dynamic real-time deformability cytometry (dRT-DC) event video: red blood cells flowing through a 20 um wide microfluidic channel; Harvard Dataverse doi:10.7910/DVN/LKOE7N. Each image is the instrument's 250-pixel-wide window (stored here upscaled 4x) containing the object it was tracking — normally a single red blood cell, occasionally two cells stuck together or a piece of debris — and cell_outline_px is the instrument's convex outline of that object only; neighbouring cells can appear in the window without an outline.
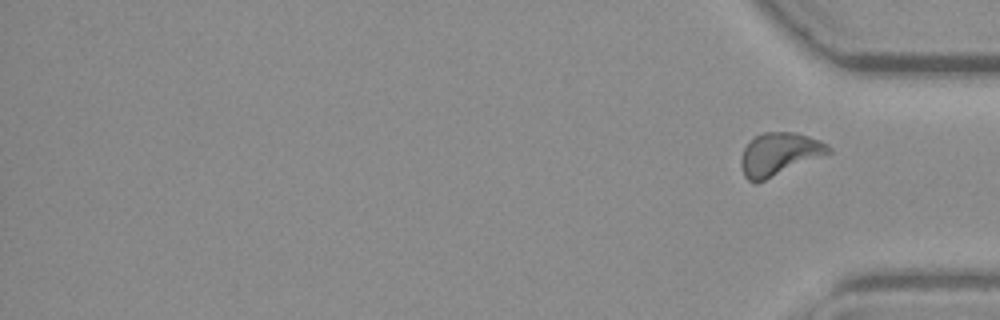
{"species": "common noctule bat (a hibernating species)", "species_latin": "Nyctalus noctula", "temperature_condition": "warm", "stored_images_in_passage": 53, "segment_of_instrument_passage": [2, 2], "camera_frame_rate_fps": 3000, "um_per_image_px": 0.085, "animal": {"sex": "female", "body_mass_g": 19.3, "forearm_length_mm": 54.1}, "frame": {"image": 1, "passage_image": 53, "time_ms": 17.333, "image_size_px": [1000, 320], "cell_outline_px": [[832, 152], [756, 184], [748, 180], [744, 176], [740, 164], [740, 160], [744, 148], [756, 136], [764, 132], [796, 132], [820, 140], [828, 144], [832, 148]], "centroid_in_image_um": [66.24, 13.11], "position_along_channel_um": 369.0, "area_um2": 21.79}}